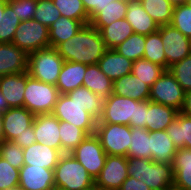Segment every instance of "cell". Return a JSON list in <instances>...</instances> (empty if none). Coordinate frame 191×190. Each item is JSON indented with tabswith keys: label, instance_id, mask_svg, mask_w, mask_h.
<instances>
[{
	"label": "cell",
	"instance_id": "8",
	"mask_svg": "<svg viewBox=\"0 0 191 190\" xmlns=\"http://www.w3.org/2000/svg\"><path fill=\"white\" fill-rule=\"evenodd\" d=\"M53 114L59 121L71 123L88 135L95 134L97 120L67 94H60Z\"/></svg>",
	"mask_w": 191,
	"mask_h": 190
},
{
	"label": "cell",
	"instance_id": "36",
	"mask_svg": "<svg viewBox=\"0 0 191 190\" xmlns=\"http://www.w3.org/2000/svg\"><path fill=\"white\" fill-rule=\"evenodd\" d=\"M165 71L160 65L141 58L133 62L131 74L151 87Z\"/></svg>",
	"mask_w": 191,
	"mask_h": 190
},
{
	"label": "cell",
	"instance_id": "1",
	"mask_svg": "<svg viewBox=\"0 0 191 190\" xmlns=\"http://www.w3.org/2000/svg\"><path fill=\"white\" fill-rule=\"evenodd\" d=\"M55 49L64 61L91 65L98 64L107 47L100 31L89 23L83 25L75 36L59 44Z\"/></svg>",
	"mask_w": 191,
	"mask_h": 190
},
{
	"label": "cell",
	"instance_id": "21",
	"mask_svg": "<svg viewBox=\"0 0 191 190\" xmlns=\"http://www.w3.org/2000/svg\"><path fill=\"white\" fill-rule=\"evenodd\" d=\"M125 19L137 34L146 36L159 29L158 24L147 14L139 0H128Z\"/></svg>",
	"mask_w": 191,
	"mask_h": 190
},
{
	"label": "cell",
	"instance_id": "56",
	"mask_svg": "<svg viewBox=\"0 0 191 190\" xmlns=\"http://www.w3.org/2000/svg\"><path fill=\"white\" fill-rule=\"evenodd\" d=\"M5 190H24L20 185L14 186V187H10L8 189Z\"/></svg>",
	"mask_w": 191,
	"mask_h": 190
},
{
	"label": "cell",
	"instance_id": "15",
	"mask_svg": "<svg viewBox=\"0 0 191 190\" xmlns=\"http://www.w3.org/2000/svg\"><path fill=\"white\" fill-rule=\"evenodd\" d=\"M19 185L24 190H55L54 169L23 165L19 170Z\"/></svg>",
	"mask_w": 191,
	"mask_h": 190
},
{
	"label": "cell",
	"instance_id": "5",
	"mask_svg": "<svg viewBox=\"0 0 191 190\" xmlns=\"http://www.w3.org/2000/svg\"><path fill=\"white\" fill-rule=\"evenodd\" d=\"M64 59L53 47L28 54L27 72L41 82L56 86Z\"/></svg>",
	"mask_w": 191,
	"mask_h": 190
},
{
	"label": "cell",
	"instance_id": "2",
	"mask_svg": "<svg viewBox=\"0 0 191 190\" xmlns=\"http://www.w3.org/2000/svg\"><path fill=\"white\" fill-rule=\"evenodd\" d=\"M127 163L129 176L142 180L151 190H165L174 186L172 164L133 157H127Z\"/></svg>",
	"mask_w": 191,
	"mask_h": 190
},
{
	"label": "cell",
	"instance_id": "27",
	"mask_svg": "<svg viewBox=\"0 0 191 190\" xmlns=\"http://www.w3.org/2000/svg\"><path fill=\"white\" fill-rule=\"evenodd\" d=\"M82 86L104 99L113 92V82L100 70L98 64L87 65Z\"/></svg>",
	"mask_w": 191,
	"mask_h": 190
},
{
	"label": "cell",
	"instance_id": "46",
	"mask_svg": "<svg viewBox=\"0 0 191 190\" xmlns=\"http://www.w3.org/2000/svg\"><path fill=\"white\" fill-rule=\"evenodd\" d=\"M8 5L22 22L33 19L36 12L37 0H8Z\"/></svg>",
	"mask_w": 191,
	"mask_h": 190
},
{
	"label": "cell",
	"instance_id": "12",
	"mask_svg": "<svg viewBox=\"0 0 191 190\" xmlns=\"http://www.w3.org/2000/svg\"><path fill=\"white\" fill-rule=\"evenodd\" d=\"M136 100L126 96L111 94L105 99L101 116L96 123L128 125L135 121Z\"/></svg>",
	"mask_w": 191,
	"mask_h": 190
},
{
	"label": "cell",
	"instance_id": "3",
	"mask_svg": "<svg viewBox=\"0 0 191 190\" xmlns=\"http://www.w3.org/2000/svg\"><path fill=\"white\" fill-rule=\"evenodd\" d=\"M55 190H88L95 180L71 154L63 153L54 168Z\"/></svg>",
	"mask_w": 191,
	"mask_h": 190
},
{
	"label": "cell",
	"instance_id": "6",
	"mask_svg": "<svg viewBox=\"0 0 191 190\" xmlns=\"http://www.w3.org/2000/svg\"><path fill=\"white\" fill-rule=\"evenodd\" d=\"M95 135L99 138L107 155L127 157L131 139L130 126L96 123Z\"/></svg>",
	"mask_w": 191,
	"mask_h": 190
},
{
	"label": "cell",
	"instance_id": "14",
	"mask_svg": "<svg viewBox=\"0 0 191 190\" xmlns=\"http://www.w3.org/2000/svg\"><path fill=\"white\" fill-rule=\"evenodd\" d=\"M4 140L12 141L18 135L31 132L35 115L25 107L8 108L2 114Z\"/></svg>",
	"mask_w": 191,
	"mask_h": 190
},
{
	"label": "cell",
	"instance_id": "20",
	"mask_svg": "<svg viewBox=\"0 0 191 190\" xmlns=\"http://www.w3.org/2000/svg\"><path fill=\"white\" fill-rule=\"evenodd\" d=\"M133 62L114 49H107L98 61L100 70L112 81L131 74Z\"/></svg>",
	"mask_w": 191,
	"mask_h": 190
},
{
	"label": "cell",
	"instance_id": "18",
	"mask_svg": "<svg viewBox=\"0 0 191 190\" xmlns=\"http://www.w3.org/2000/svg\"><path fill=\"white\" fill-rule=\"evenodd\" d=\"M26 83L27 71L0 76V92L10 108L23 107Z\"/></svg>",
	"mask_w": 191,
	"mask_h": 190
},
{
	"label": "cell",
	"instance_id": "54",
	"mask_svg": "<svg viewBox=\"0 0 191 190\" xmlns=\"http://www.w3.org/2000/svg\"><path fill=\"white\" fill-rule=\"evenodd\" d=\"M173 6L188 3V0H168Z\"/></svg>",
	"mask_w": 191,
	"mask_h": 190
},
{
	"label": "cell",
	"instance_id": "53",
	"mask_svg": "<svg viewBox=\"0 0 191 190\" xmlns=\"http://www.w3.org/2000/svg\"><path fill=\"white\" fill-rule=\"evenodd\" d=\"M7 4H8V0H0V18H1V14H4V10Z\"/></svg>",
	"mask_w": 191,
	"mask_h": 190
},
{
	"label": "cell",
	"instance_id": "26",
	"mask_svg": "<svg viewBox=\"0 0 191 190\" xmlns=\"http://www.w3.org/2000/svg\"><path fill=\"white\" fill-rule=\"evenodd\" d=\"M179 111L148 100V112L146 117V129L149 132L156 130H166L168 125L177 117Z\"/></svg>",
	"mask_w": 191,
	"mask_h": 190
},
{
	"label": "cell",
	"instance_id": "31",
	"mask_svg": "<svg viewBox=\"0 0 191 190\" xmlns=\"http://www.w3.org/2000/svg\"><path fill=\"white\" fill-rule=\"evenodd\" d=\"M99 31L107 49H115L134 33L126 19L114 21L111 25L103 26Z\"/></svg>",
	"mask_w": 191,
	"mask_h": 190
},
{
	"label": "cell",
	"instance_id": "43",
	"mask_svg": "<svg viewBox=\"0 0 191 190\" xmlns=\"http://www.w3.org/2000/svg\"><path fill=\"white\" fill-rule=\"evenodd\" d=\"M168 71L175 77L185 92L191 91V54L173 64Z\"/></svg>",
	"mask_w": 191,
	"mask_h": 190
},
{
	"label": "cell",
	"instance_id": "4",
	"mask_svg": "<svg viewBox=\"0 0 191 190\" xmlns=\"http://www.w3.org/2000/svg\"><path fill=\"white\" fill-rule=\"evenodd\" d=\"M60 92L52 84L41 82L27 72L23 107L34 115L53 113Z\"/></svg>",
	"mask_w": 191,
	"mask_h": 190
},
{
	"label": "cell",
	"instance_id": "40",
	"mask_svg": "<svg viewBox=\"0 0 191 190\" xmlns=\"http://www.w3.org/2000/svg\"><path fill=\"white\" fill-rule=\"evenodd\" d=\"M17 14L7 4L0 18V43H12L14 34L20 24Z\"/></svg>",
	"mask_w": 191,
	"mask_h": 190
},
{
	"label": "cell",
	"instance_id": "11",
	"mask_svg": "<svg viewBox=\"0 0 191 190\" xmlns=\"http://www.w3.org/2000/svg\"><path fill=\"white\" fill-rule=\"evenodd\" d=\"M158 31L164 45L166 70H168L173 64L191 54V39L183 35L171 24L159 26Z\"/></svg>",
	"mask_w": 191,
	"mask_h": 190
},
{
	"label": "cell",
	"instance_id": "48",
	"mask_svg": "<svg viewBox=\"0 0 191 190\" xmlns=\"http://www.w3.org/2000/svg\"><path fill=\"white\" fill-rule=\"evenodd\" d=\"M83 6L91 20L102 8L113 2L114 0H81Z\"/></svg>",
	"mask_w": 191,
	"mask_h": 190
},
{
	"label": "cell",
	"instance_id": "16",
	"mask_svg": "<svg viewBox=\"0 0 191 190\" xmlns=\"http://www.w3.org/2000/svg\"><path fill=\"white\" fill-rule=\"evenodd\" d=\"M33 128L37 143L47 145L61 152L59 120L53 113L35 115Z\"/></svg>",
	"mask_w": 191,
	"mask_h": 190
},
{
	"label": "cell",
	"instance_id": "44",
	"mask_svg": "<svg viewBox=\"0 0 191 190\" xmlns=\"http://www.w3.org/2000/svg\"><path fill=\"white\" fill-rule=\"evenodd\" d=\"M0 156L16 169L20 170L24 165L23 149L13 141L3 140L0 143Z\"/></svg>",
	"mask_w": 191,
	"mask_h": 190
},
{
	"label": "cell",
	"instance_id": "57",
	"mask_svg": "<svg viewBox=\"0 0 191 190\" xmlns=\"http://www.w3.org/2000/svg\"><path fill=\"white\" fill-rule=\"evenodd\" d=\"M165 190H179V189L173 186V187H170V188L165 189Z\"/></svg>",
	"mask_w": 191,
	"mask_h": 190
},
{
	"label": "cell",
	"instance_id": "50",
	"mask_svg": "<svg viewBox=\"0 0 191 190\" xmlns=\"http://www.w3.org/2000/svg\"><path fill=\"white\" fill-rule=\"evenodd\" d=\"M12 141L19 145L22 149L29 147L36 142L34 129L31 132H25L22 135H18Z\"/></svg>",
	"mask_w": 191,
	"mask_h": 190
},
{
	"label": "cell",
	"instance_id": "13",
	"mask_svg": "<svg viewBox=\"0 0 191 190\" xmlns=\"http://www.w3.org/2000/svg\"><path fill=\"white\" fill-rule=\"evenodd\" d=\"M127 157L107 155L104 167L95 179V186L100 190H119L129 176Z\"/></svg>",
	"mask_w": 191,
	"mask_h": 190
},
{
	"label": "cell",
	"instance_id": "45",
	"mask_svg": "<svg viewBox=\"0 0 191 190\" xmlns=\"http://www.w3.org/2000/svg\"><path fill=\"white\" fill-rule=\"evenodd\" d=\"M19 185V169L11 166L0 156V190Z\"/></svg>",
	"mask_w": 191,
	"mask_h": 190
},
{
	"label": "cell",
	"instance_id": "19",
	"mask_svg": "<svg viewBox=\"0 0 191 190\" xmlns=\"http://www.w3.org/2000/svg\"><path fill=\"white\" fill-rule=\"evenodd\" d=\"M24 165L54 169L62 153L47 145L35 142L23 149Z\"/></svg>",
	"mask_w": 191,
	"mask_h": 190
},
{
	"label": "cell",
	"instance_id": "25",
	"mask_svg": "<svg viewBox=\"0 0 191 190\" xmlns=\"http://www.w3.org/2000/svg\"><path fill=\"white\" fill-rule=\"evenodd\" d=\"M174 187L191 190V149H177L172 162Z\"/></svg>",
	"mask_w": 191,
	"mask_h": 190
},
{
	"label": "cell",
	"instance_id": "51",
	"mask_svg": "<svg viewBox=\"0 0 191 190\" xmlns=\"http://www.w3.org/2000/svg\"><path fill=\"white\" fill-rule=\"evenodd\" d=\"M180 112L191 116V91L185 92L184 103Z\"/></svg>",
	"mask_w": 191,
	"mask_h": 190
},
{
	"label": "cell",
	"instance_id": "9",
	"mask_svg": "<svg viewBox=\"0 0 191 190\" xmlns=\"http://www.w3.org/2000/svg\"><path fill=\"white\" fill-rule=\"evenodd\" d=\"M184 97L185 91L168 70L150 87V101L172 107L179 112L182 109Z\"/></svg>",
	"mask_w": 191,
	"mask_h": 190
},
{
	"label": "cell",
	"instance_id": "49",
	"mask_svg": "<svg viewBox=\"0 0 191 190\" xmlns=\"http://www.w3.org/2000/svg\"><path fill=\"white\" fill-rule=\"evenodd\" d=\"M119 190H151L142 180L128 176Z\"/></svg>",
	"mask_w": 191,
	"mask_h": 190
},
{
	"label": "cell",
	"instance_id": "7",
	"mask_svg": "<svg viewBox=\"0 0 191 190\" xmlns=\"http://www.w3.org/2000/svg\"><path fill=\"white\" fill-rule=\"evenodd\" d=\"M12 43L27 55L50 47L49 28L34 19L22 21L14 34Z\"/></svg>",
	"mask_w": 191,
	"mask_h": 190
},
{
	"label": "cell",
	"instance_id": "38",
	"mask_svg": "<svg viewBox=\"0 0 191 190\" xmlns=\"http://www.w3.org/2000/svg\"><path fill=\"white\" fill-rule=\"evenodd\" d=\"M144 59L160 65L166 70V56L159 31L146 35Z\"/></svg>",
	"mask_w": 191,
	"mask_h": 190
},
{
	"label": "cell",
	"instance_id": "41",
	"mask_svg": "<svg viewBox=\"0 0 191 190\" xmlns=\"http://www.w3.org/2000/svg\"><path fill=\"white\" fill-rule=\"evenodd\" d=\"M171 25L191 39V5L184 3L173 7Z\"/></svg>",
	"mask_w": 191,
	"mask_h": 190
},
{
	"label": "cell",
	"instance_id": "10",
	"mask_svg": "<svg viewBox=\"0 0 191 190\" xmlns=\"http://www.w3.org/2000/svg\"><path fill=\"white\" fill-rule=\"evenodd\" d=\"M70 153L85 167L94 180L99 176L107 157L99 138L95 134L88 135Z\"/></svg>",
	"mask_w": 191,
	"mask_h": 190
},
{
	"label": "cell",
	"instance_id": "42",
	"mask_svg": "<svg viewBox=\"0 0 191 190\" xmlns=\"http://www.w3.org/2000/svg\"><path fill=\"white\" fill-rule=\"evenodd\" d=\"M61 16L52 0H37L36 12L33 19L48 28Z\"/></svg>",
	"mask_w": 191,
	"mask_h": 190
},
{
	"label": "cell",
	"instance_id": "29",
	"mask_svg": "<svg viewBox=\"0 0 191 190\" xmlns=\"http://www.w3.org/2000/svg\"><path fill=\"white\" fill-rule=\"evenodd\" d=\"M83 23L60 16V18L49 27L50 47L56 48L59 44L69 40L83 27Z\"/></svg>",
	"mask_w": 191,
	"mask_h": 190
},
{
	"label": "cell",
	"instance_id": "58",
	"mask_svg": "<svg viewBox=\"0 0 191 190\" xmlns=\"http://www.w3.org/2000/svg\"><path fill=\"white\" fill-rule=\"evenodd\" d=\"M88 190H100L98 187L93 186L92 188L88 189Z\"/></svg>",
	"mask_w": 191,
	"mask_h": 190
},
{
	"label": "cell",
	"instance_id": "32",
	"mask_svg": "<svg viewBox=\"0 0 191 190\" xmlns=\"http://www.w3.org/2000/svg\"><path fill=\"white\" fill-rule=\"evenodd\" d=\"M73 101L85 108L96 120L103 112L105 99L91 92L84 86L78 87L67 94Z\"/></svg>",
	"mask_w": 191,
	"mask_h": 190
},
{
	"label": "cell",
	"instance_id": "35",
	"mask_svg": "<svg viewBox=\"0 0 191 190\" xmlns=\"http://www.w3.org/2000/svg\"><path fill=\"white\" fill-rule=\"evenodd\" d=\"M59 135L62 154L70 153L88 136L83 129L65 121H59Z\"/></svg>",
	"mask_w": 191,
	"mask_h": 190
},
{
	"label": "cell",
	"instance_id": "34",
	"mask_svg": "<svg viewBox=\"0 0 191 190\" xmlns=\"http://www.w3.org/2000/svg\"><path fill=\"white\" fill-rule=\"evenodd\" d=\"M127 157L151 159L150 134L147 129L131 128L130 147Z\"/></svg>",
	"mask_w": 191,
	"mask_h": 190
},
{
	"label": "cell",
	"instance_id": "52",
	"mask_svg": "<svg viewBox=\"0 0 191 190\" xmlns=\"http://www.w3.org/2000/svg\"><path fill=\"white\" fill-rule=\"evenodd\" d=\"M8 108H10V107L8 106V103L5 99V97L0 92V114L5 112Z\"/></svg>",
	"mask_w": 191,
	"mask_h": 190
},
{
	"label": "cell",
	"instance_id": "39",
	"mask_svg": "<svg viewBox=\"0 0 191 190\" xmlns=\"http://www.w3.org/2000/svg\"><path fill=\"white\" fill-rule=\"evenodd\" d=\"M56 8L60 11L61 16L73 20L81 21L84 25L90 23L81 0H52Z\"/></svg>",
	"mask_w": 191,
	"mask_h": 190
},
{
	"label": "cell",
	"instance_id": "30",
	"mask_svg": "<svg viewBox=\"0 0 191 190\" xmlns=\"http://www.w3.org/2000/svg\"><path fill=\"white\" fill-rule=\"evenodd\" d=\"M128 0H114L102 8L91 20L90 24L100 30L103 26L111 25L114 21L125 19Z\"/></svg>",
	"mask_w": 191,
	"mask_h": 190
},
{
	"label": "cell",
	"instance_id": "28",
	"mask_svg": "<svg viewBox=\"0 0 191 190\" xmlns=\"http://www.w3.org/2000/svg\"><path fill=\"white\" fill-rule=\"evenodd\" d=\"M165 131L177 149H191V116L179 112Z\"/></svg>",
	"mask_w": 191,
	"mask_h": 190
},
{
	"label": "cell",
	"instance_id": "17",
	"mask_svg": "<svg viewBox=\"0 0 191 190\" xmlns=\"http://www.w3.org/2000/svg\"><path fill=\"white\" fill-rule=\"evenodd\" d=\"M28 55L13 43H0V76L27 71Z\"/></svg>",
	"mask_w": 191,
	"mask_h": 190
},
{
	"label": "cell",
	"instance_id": "37",
	"mask_svg": "<svg viewBox=\"0 0 191 190\" xmlns=\"http://www.w3.org/2000/svg\"><path fill=\"white\" fill-rule=\"evenodd\" d=\"M146 36L133 33L124 42L119 44L114 50L125 58L135 62L143 58L145 50Z\"/></svg>",
	"mask_w": 191,
	"mask_h": 190
},
{
	"label": "cell",
	"instance_id": "33",
	"mask_svg": "<svg viewBox=\"0 0 191 190\" xmlns=\"http://www.w3.org/2000/svg\"><path fill=\"white\" fill-rule=\"evenodd\" d=\"M147 14L158 24H171L173 5L168 0H139Z\"/></svg>",
	"mask_w": 191,
	"mask_h": 190
},
{
	"label": "cell",
	"instance_id": "22",
	"mask_svg": "<svg viewBox=\"0 0 191 190\" xmlns=\"http://www.w3.org/2000/svg\"><path fill=\"white\" fill-rule=\"evenodd\" d=\"M87 64L64 61L56 87L60 94H68L83 85Z\"/></svg>",
	"mask_w": 191,
	"mask_h": 190
},
{
	"label": "cell",
	"instance_id": "23",
	"mask_svg": "<svg viewBox=\"0 0 191 190\" xmlns=\"http://www.w3.org/2000/svg\"><path fill=\"white\" fill-rule=\"evenodd\" d=\"M151 160L156 163L172 164L177 151L173 141L165 130L149 132Z\"/></svg>",
	"mask_w": 191,
	"mask_h": 190
},
{
	"label": "cell",
	"instance_id": "47",
	"mask_svg": "<svg viewBox=\"0 0 191 190\" xmlns=\"http://www.w3.org/2000/svg\"><path fill=\"white\" fill-rule=\"evenodd\" d=\"M147 112H148V100L144 101L136 100L135 121H130L129 126L131 128L139 127L146 129Z\"/></svg>",
	"mask_w": 191,
	"mask_h": 190
},
{
	"label": "cell",
	"instance_id": "55",
	"mask_svg": "<svg viewBox=\"0 0 191 190\" xmlns=\"http://www.w3.org/2000/svg\"><path fill=\"white\" fill-rule=\"evenodd\" d=\"M4 140L2 115L0 114V143Z\"/></svg>",
	"mask_w": 191,
	"mask_h": 190
},
{
	"label": "cell",
	"instance_id": "24",
	"mask_svg": "<svg viewBox=\"0 0 191 190\" xmlns=\"http://www.w3.org/2000/svg\"><path fill=\"white\" fill-rule=\"evenodd\" d=\"M113 94L126 96L137 101L149 100L150 87L132 74L113 82Z\"/></svg>",
	"mask_w": 191,
	"mask_h": 190
}]
</instances>
